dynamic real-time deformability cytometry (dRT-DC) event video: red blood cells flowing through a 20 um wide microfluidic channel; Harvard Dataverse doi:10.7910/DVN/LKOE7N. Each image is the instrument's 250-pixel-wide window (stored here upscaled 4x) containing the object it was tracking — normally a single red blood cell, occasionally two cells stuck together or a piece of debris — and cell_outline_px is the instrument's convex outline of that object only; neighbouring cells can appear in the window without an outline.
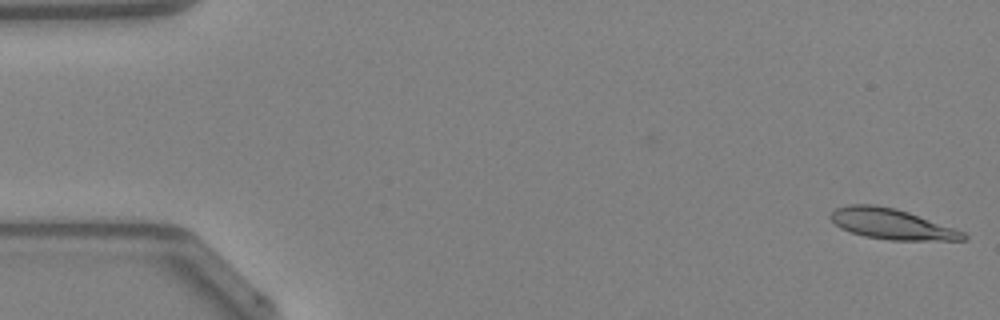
{"species": "Egyptian fruit bat (a non-hibernating species)", "species_latin": "Rousettus aegyptiacus", "temperature_condition": "warm", "stored_images_in_passage": 48, "camera_frame_rate_fps": 3000, "um_per_image_px": 0.085, "animal": {"sex": "female"}, "frame": {"image": 1, "passage_image": 1, "time_ms": 0.0, "image_size_px": [1000, 320], "cell_outline_px": [[968, 240], [892, 240], [864, 236], [840, 228], [828, 216], [836, 208], [848, 204], [872, 204], [896, 208], [908, 212], [964, 232], [968, 236]], "centroid_in_image_um": [75.77, 19.03], "position_along_channel_um": 9.2, "area_um2": 23.41}}
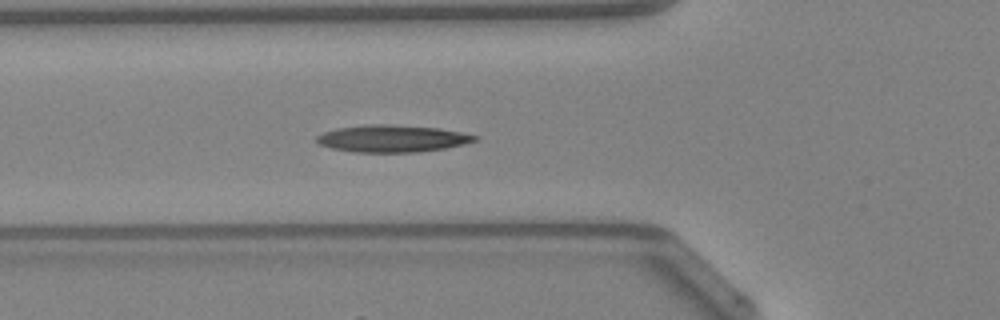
{"frame": {"image": 2, "passage_image": 17, "time_ms": 5.333, "image_size_px": [1000, 320], "cell_outline_px": [[480, 136], [476, 140], [464, 144], [444, 148], [420, 152], [356, 152], [332, 148], [320, 144], [316, 140], [316, 136], [324, 132], [336, 128], [368, 124], [388, 124], [440, 128]], "centroid_in_image_um": [33.35, 11.77], "position_along_channel_um": 92.5, "area_um2": 24.91}}
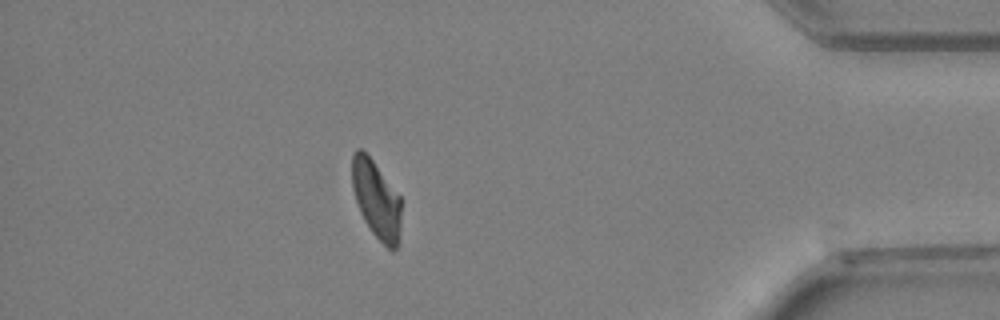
{"frame": {"image": 3, "passage_image": 42, "time_ms": 13.667, "image_size_px": [1000, 320], "cell_outline_px": [[400, 244], [392, 252], [372, 232], [364, 220], [360, 212], [352, 188], [352, 156], [356, 148], [360, 148], [372, 160], [400, 196]], "centroid_in_image_um": [31.99, 16.99], "position_along_channel_um": 403.2, "area_um2": 22.14}, "authors_computed_cell_mechanics": {"area_um2": 23.5824, "velocity_mm_per_s": 4.2591, "shape_relaxation_time_tau1_ms": null, "shape_relaxation_time_tau2_ms": 3.3692, "deformation_change_tau1": null, "deformation_change_tau2": 0.1183}}